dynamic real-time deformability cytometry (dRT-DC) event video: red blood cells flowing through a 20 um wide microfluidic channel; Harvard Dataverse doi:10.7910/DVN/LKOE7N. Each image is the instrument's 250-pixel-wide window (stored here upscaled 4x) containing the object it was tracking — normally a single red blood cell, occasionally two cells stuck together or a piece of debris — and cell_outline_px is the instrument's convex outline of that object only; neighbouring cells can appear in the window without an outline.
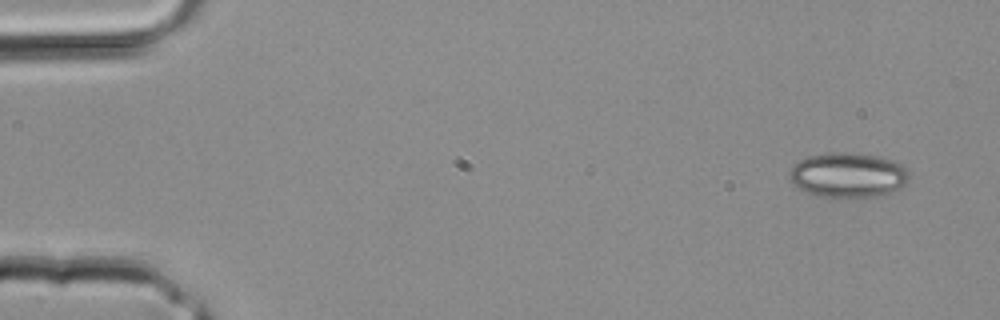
{"species": "common noctule bat (a hibernating species)", "species_latin": "Nyctalus noctula", "temperature_condition": "room temperature", "stored_images_in_passage": 3, "camera_frame_rate_fps": 3000, "um_per_image_px": 0.085, "animal": {"sex": "male", "body_mass_g": 20.4}, "frame": {"image": 1, "passage_image": 1, "time_ms": 0.0, "image_size_px": [1000, 320], "cell_outline_px": [[912, 176], [900, 188], [876, 196], [840, 200], [816, 196], [796, 188], [792, 184], [788, 176], [788, 172], [792, 164], [796, 160], [808, 156], [832, 152], [840, 152], [880, 156], [900, 164]], "centroid_in_image_um": [71.99, 14.91], "position_along_channel_um": 13.0, "area_um2": 32.14}}
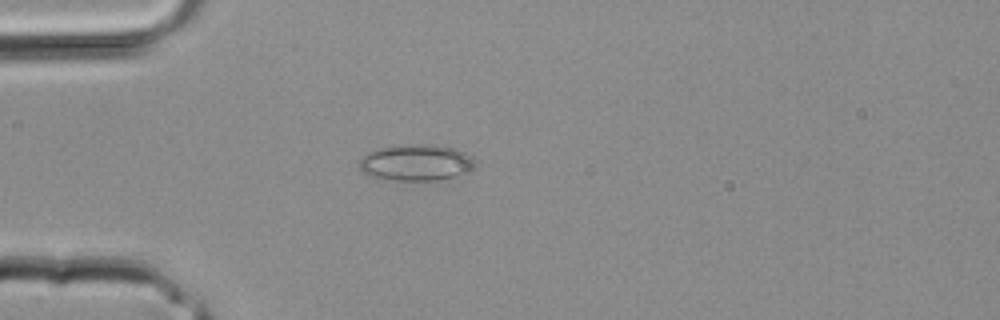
{"frame": {"image": 2, "passage_image": 3, "time_ms": 0.667, "image_size_px": [1000, 320], "cell_outline_px": [[476, 168], [456, 176], [436, 180], [384, 180], [368, 176], [360, 168], [360, 160], [368, 152], [380, 148], [404, 144], [432, 144], [456, 148], [472, 156], [476, 160]], "centroid_in_image_um": [35.41, 13.82], "position_along_channel_um": 49.6, "area_um2": 24.8}}